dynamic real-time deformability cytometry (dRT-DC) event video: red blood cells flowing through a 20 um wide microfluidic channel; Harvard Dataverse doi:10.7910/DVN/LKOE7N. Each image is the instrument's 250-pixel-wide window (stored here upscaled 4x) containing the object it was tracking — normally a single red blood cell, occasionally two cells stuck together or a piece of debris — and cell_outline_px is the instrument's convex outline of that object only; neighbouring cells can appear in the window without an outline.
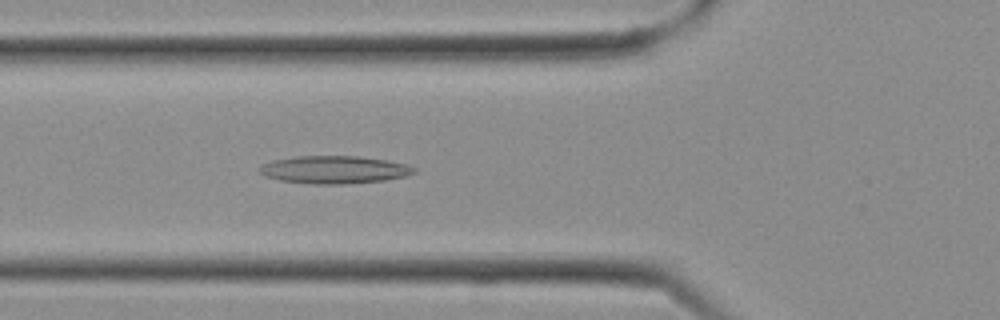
{"species": "Egyptian fruit bat (a non-hibernating species)", "species_latin": "Rousettus aegyptiacus", "temperature_condition": "cold", "stored_images_in_passage": 10, "camera_frame_rate_fps": 3000, "um_per_image_px": 0.085, "frame": {"image": 1, "passage_image": 10, "time_ms": 3.0, "image_size_px": [1000, 320], "cell_outline_px": [[416, 172], [408, 176], [384, 180], [344, 184], [312, 184], [280, 180], [264, 176], [260, 172], [260, 164], [272, 160], [296, 156], [360, 156], [388, 160], [408, 164], [416, 168]], "centroid_in_image_um": [28.43, 14.42], "position_along_channel_um": 97.4, "area_um2": 25.2}}